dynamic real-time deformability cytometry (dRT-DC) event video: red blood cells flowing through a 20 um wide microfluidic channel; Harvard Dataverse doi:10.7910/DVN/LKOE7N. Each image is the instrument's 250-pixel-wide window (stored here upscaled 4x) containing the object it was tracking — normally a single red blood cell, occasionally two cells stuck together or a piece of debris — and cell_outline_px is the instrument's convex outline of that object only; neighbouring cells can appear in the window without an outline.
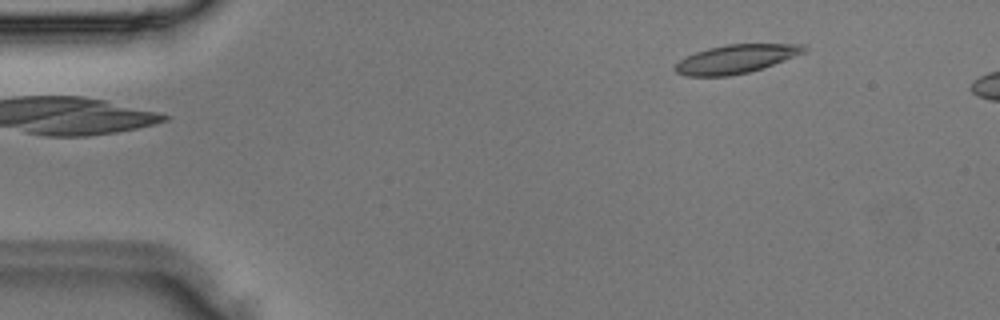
{"species": "Egyptian fruit bat (a non-hibernating species)", "species_latin": "Rousettus aegyptiacus", "temperature_condition": "room temperature", "stored_images_in_passage": 2, "camera_frame_rate_fps": 3000, "um_per_image_px": 0.085, "animal": {"sex": "male"}, "frame": {"image": 1, "passage_image": 2, "time_ms": 0.333, "image_size_px": [1000, 320], "cell_outline_px": [[808, 48], [804, 52], [764, 68], [748, 72], [728, 76], [684, 76], [676, 72], [672, 68], [680, 60], [696, 52], [708, 48], [728, 44], [804, 44]], "centroid_in_image_um": [62.54, 5.02], "position_along_channel_um": 22.5, "area_um2": 21.39}}